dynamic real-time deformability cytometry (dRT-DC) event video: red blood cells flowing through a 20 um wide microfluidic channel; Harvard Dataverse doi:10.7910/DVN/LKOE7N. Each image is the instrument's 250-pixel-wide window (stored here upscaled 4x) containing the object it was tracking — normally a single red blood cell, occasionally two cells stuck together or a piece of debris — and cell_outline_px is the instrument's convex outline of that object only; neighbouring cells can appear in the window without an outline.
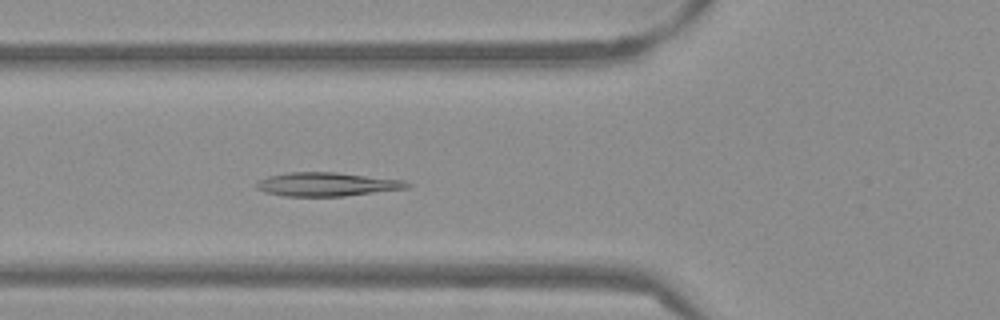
{"species": "Egyptian fruit bat (a non-hibernating species)", "species_latin": "Rousettus aegyptiacus", "temperature_condition": "warm", "stored_images_in_passage": 44, "camera_frame_rate_fps": 3000, "um_per_image_px": 0.085, "frame": {"image": 1, "passage_image": 11, "time_ms": 3.333, "image_size_px": [1000, 320], "cell_outline_px": [[412, 184], [408, 188], [344, 196], [284, 196], [268, 192], [256, 188], [256, 184], [260, 180], [268, 176], [288, 172], [336, 172], [404, 180]], "centroid_in_image_um": [27.82, 15.66], "position_along_channel_um": 98.0, "area_um2": 20.69}}
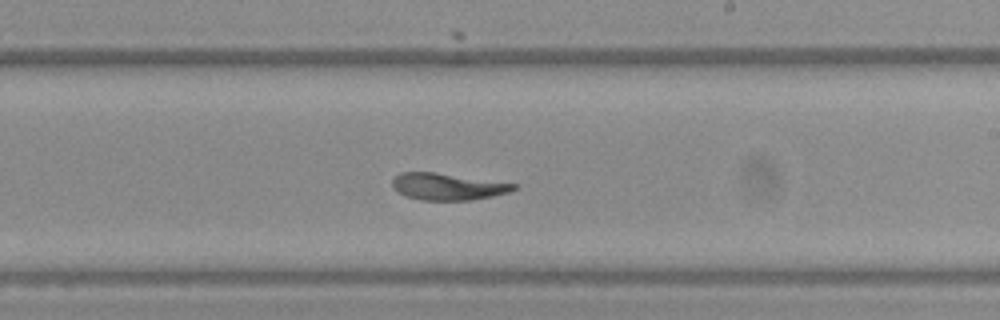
{"frame": {"image": 2, "passage_image": 23, "time_ms": 7.333, "image_size_px": [1000, 320], "cell_outline_px": [[520, 188], [508, 192], [492, 196], [472, 200], [420, 200], [396, 192], [392, 188], [392, 180], [400, 172], [436, 172], [520, 184]], "centroid_in_image_um": [38.08, 15.85], "position_along_channel_um": 250.9, "area_um2": 19.19}}
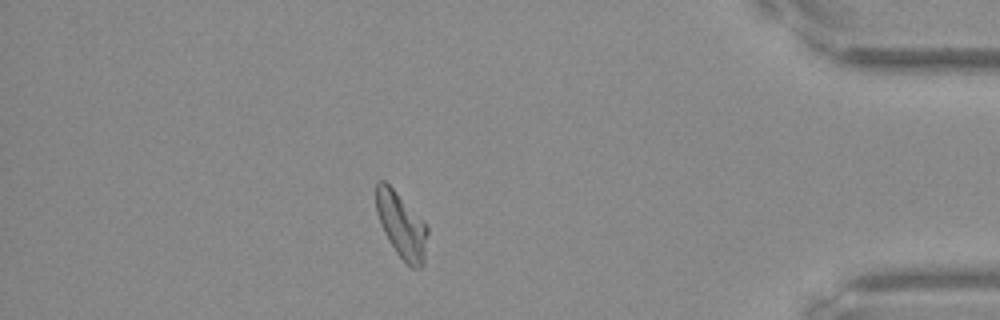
{"frame": {"image": 3, "passage_image": 38, "time_ms": 12.333, "image_size_px": [1000, 320], "cell_outline_px": [[428, 232], [424, 264], [420, 268], [412, 268], [396, 252], [388, 240], [380, 224], [376, 212], [376, 184], [380, 180], [384, 180], [396, 192], [428, 228]], "centroid_in_image_um": [34.11, 19.19], "position_along_channel_um": 401.1, "area_um2": 19.19}, "authors_computed_cell_mechanics": {"area_um2": 20.0277, "velocity_mm_per_s": 3.8164, "shape_relaxation_time_tau1_ms": 9.0158, "shape_relaxation_time_tau2_ms": 2.1557, "deformation_change_tau1": 0.2386, "deformation_change_tau2": 0.0634}}